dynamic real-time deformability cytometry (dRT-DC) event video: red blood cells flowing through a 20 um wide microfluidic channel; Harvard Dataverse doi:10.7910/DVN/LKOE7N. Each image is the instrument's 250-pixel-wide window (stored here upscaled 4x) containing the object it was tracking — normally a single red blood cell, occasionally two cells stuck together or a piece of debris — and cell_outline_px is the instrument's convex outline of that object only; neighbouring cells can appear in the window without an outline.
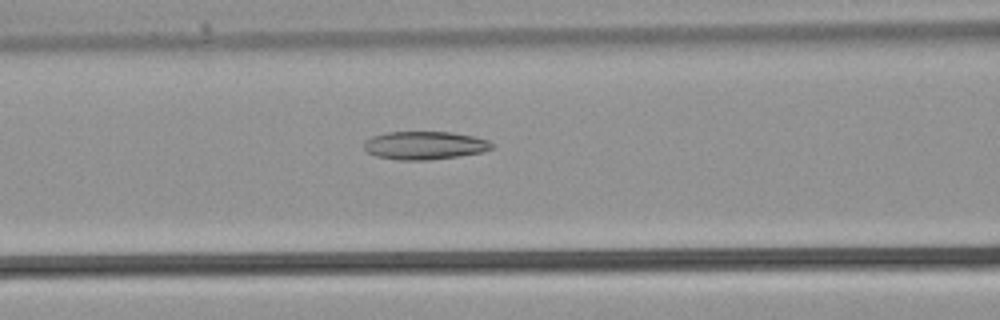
{"species": "common noctule bat (a hibernating species)", "species_latin": "Nyctalus noctula", "temperature_condition": "warm", "stored_images_in_passage": 35, "camera_frame_rate_fps": 3000, "um_per_image_px": 0.085, "animal": {"sex": "male", "body_mass_g": 21.5, "forearm_length_mm": 52.0}, "frame": {"image": 1, "passage_image": 14, "time_ms": 4.333, "image_size_px": [1000, 320], "cell_outline_px": [[492, 148], [480, 152], [456, 156], [428, 160], [396, 160], [376, 156], [368, 152], [364, 148], [364, 144], [372, 136], [388, 132], [452, 132], [472, 136], [488, 140], [492, 144]], "centroid_in_image_um": [36.07, 12.36], "position_along_channel_um": 130.5, "area_um2": 20.69}}
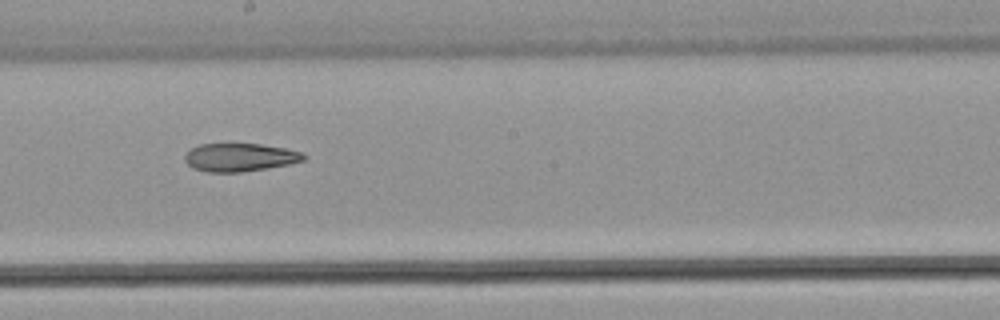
{"frame": {"image": 2, "passage_image": 19, "time_ms": 6.0, "image_size_px": [1000, 320], "cell_outline_px": [[308, 156], [304, 160], [288, 164], [268, 168], [240, 172], [208, 172], [192, 168], [184, 160], [184, 156], [192, 148], [200, 144], [260, 144], [284, 148], [304, 152]], "centroid_in_image_um": [20.41, 13.37], "position_along_channel_um": 227.8, "area_um2": 19.48}}
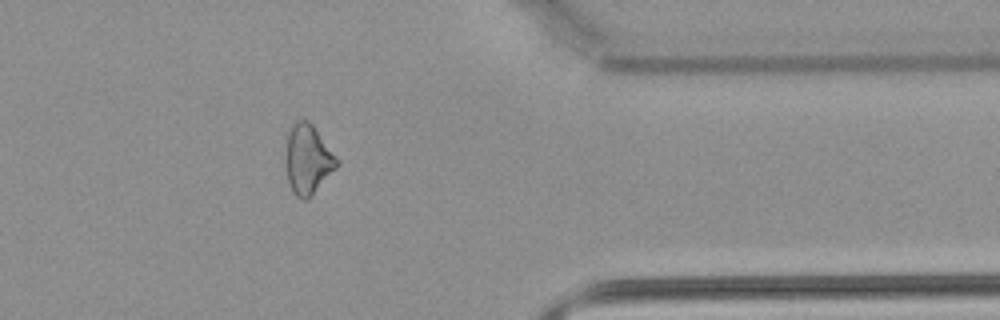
{"frame": {"image": 3, "passage_image": 28, "time_ms": 9.0, "image_size_px": [1000, 320], "cell_outline_px": [[340, 164], [312, 196], [308, 200], [304, 200], [296, 196], [292, 192], [288, 180], [284, 160], [284, 156], [288, 132], [292, 124], [296, 120], [308, 120], [312, 124], [340, 160]], "centroid_in_image_um": [26.16, 13.56], "position_along_channel_um": 385.2, "area_um2": 21.21}}